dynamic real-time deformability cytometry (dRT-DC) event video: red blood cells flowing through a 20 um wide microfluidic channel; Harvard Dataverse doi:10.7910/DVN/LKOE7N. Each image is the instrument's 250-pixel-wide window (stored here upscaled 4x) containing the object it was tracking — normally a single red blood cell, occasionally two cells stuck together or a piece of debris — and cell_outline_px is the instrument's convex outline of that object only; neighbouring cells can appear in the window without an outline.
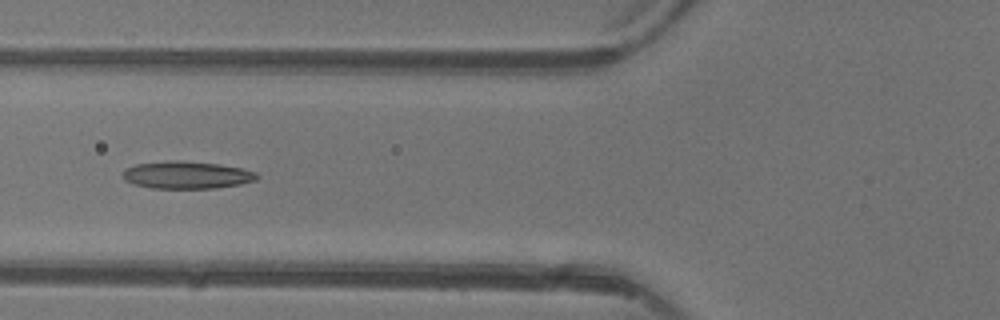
{"species": "common noctule bat (a hibernating species)", "species_latin": "Nyctalus noctula", "temperature_condition": "warm", "stored_images_in_passage": 4, "camera_frame_rate_fps": 3000, "um_per_image_px": 0.085, "animal": {"sex": "female"}, "frame": {"image": 1, "passage_image": 4, "time_ms": 4.0, "image_size_px": [1000, 320], "cell_outline_px": [[260, 176], [256, 180], [240, 184], [216, 188], [152, 188], [132, 184], [124, 180], [124, 172], [128, 168], [136, 164], [168, 160], [180, 160], [220, 164], [244, 168], [256, 172]], "centroid_in_image_um": [15.92, 14.87], "position_along_channel_um": 109.9, "area_um2": 21.56}}